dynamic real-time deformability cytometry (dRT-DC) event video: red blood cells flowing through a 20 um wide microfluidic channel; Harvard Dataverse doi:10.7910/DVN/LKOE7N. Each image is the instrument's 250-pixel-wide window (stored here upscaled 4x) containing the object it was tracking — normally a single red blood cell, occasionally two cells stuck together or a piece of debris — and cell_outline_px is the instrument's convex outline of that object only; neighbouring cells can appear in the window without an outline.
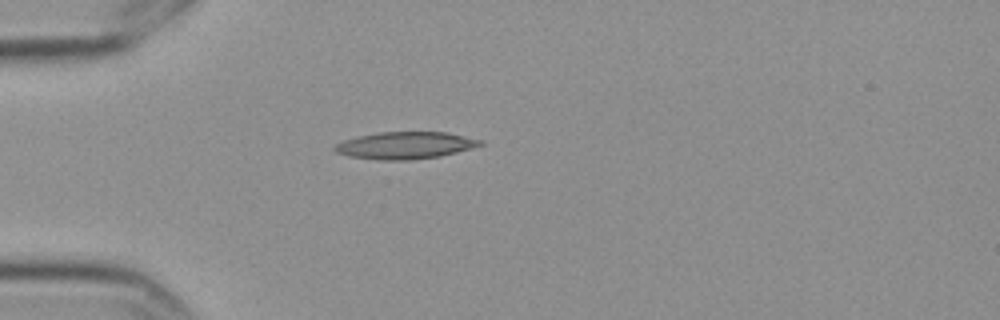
{"species": "Egyptian fruit bat (a non-hibernating species)", "species_latin": "Rousettus aegyptiacus", "temperature_condition": "cold", "stored_images_in_passage": 2, "camera_frame_rate_fps": 3000, "um_per_image_px": 0.085, "frame": {"image": 1, "passage_image": 2, "time_ms": 0.333, "image_size_px": [1000, 320], "cell_outline_px": [[484, 144], [472, 148], [440, 156], [408, 160], [380, 160], [348, 156], [336, 152], [332, 148], [336, 144], [344, 140], [356, 136], [380, 132], [448, 132], [484, 140]], "centroid_in_image_um": [34.45, 12.35], "position_along_channel_um": 50.5, "area_um2": 23.06}}